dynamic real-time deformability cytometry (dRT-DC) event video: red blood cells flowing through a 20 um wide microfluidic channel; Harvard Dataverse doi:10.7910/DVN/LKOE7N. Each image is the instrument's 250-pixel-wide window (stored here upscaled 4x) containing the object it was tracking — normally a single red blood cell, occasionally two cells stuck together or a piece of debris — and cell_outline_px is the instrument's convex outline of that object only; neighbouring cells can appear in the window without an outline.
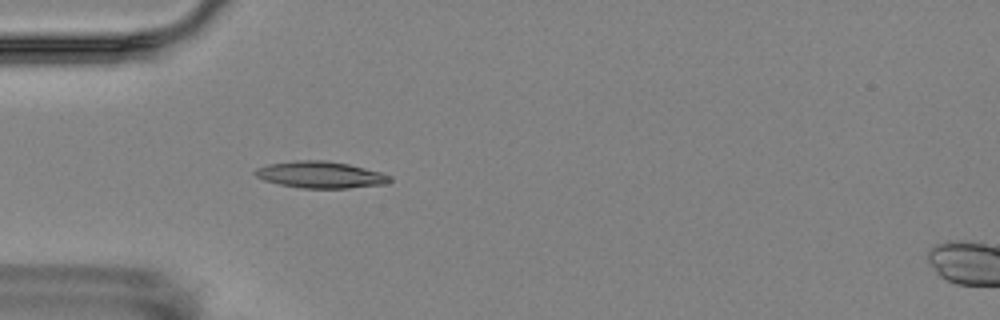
{"species": "Egyptian fruit bat (a non-hibernating species)", "species_latin": "Rousettus aegyptiacus", "temperature_condition": "room temperature", "stored_images_in_passage": 5, "camera_frame_rate_fps": 3000, "um_per_image_px": 0.085, "animal": {"sex": "female"}, "frame": {"image": 1, "passage_image": 4, "time_ms": 3.667, "image_size_px": [1000, 320], "cell_outline_px": [[392, 180], [388, 184], [348, 188], [300, 188], [280, 184], [264, 180], [256, 176], [252, 172], [256, 168], [268, 164], [296, 160], [324, 160], [348, 164], [384, 172], [392, 176]], "centroid_in_image_um": [27.28, 14.85], "position_along_channel_um": 57.7, "area_um2": 21.15}}